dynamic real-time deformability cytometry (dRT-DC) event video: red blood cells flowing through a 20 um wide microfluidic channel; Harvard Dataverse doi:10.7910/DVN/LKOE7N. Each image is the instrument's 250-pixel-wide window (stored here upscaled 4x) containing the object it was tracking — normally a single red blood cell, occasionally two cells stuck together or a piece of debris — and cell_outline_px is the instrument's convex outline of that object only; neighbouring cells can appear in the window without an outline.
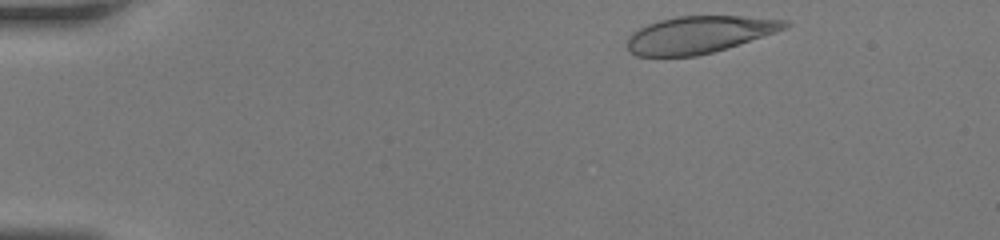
{"species": "human", "species_latin": "Homo sapiens", "temperature_condition": "room temperature", "stored_images_in_passage": 35, "camera_frame_rate_fps": 3000, "um_per_image_px": 0.085, "donor": {"sex": "female"}, "frame": {"image": 1, "passage_image": 2, "time_ms": 0.333, "image_size_px": [1000, 240], "cell_outline_px": [[792, 24], [776, 32], [712, 52], [696, 56], [636, 56], [628, 52], [624, 44], [628, 36], [632, 32], [648, 24], [660, 20], [676, 16], [744, 16], [788, 20]], "centroid_in_image_um": [59.37, 2.94], "position_along_channel_um": 25.6, "area_um2": 34.1}}
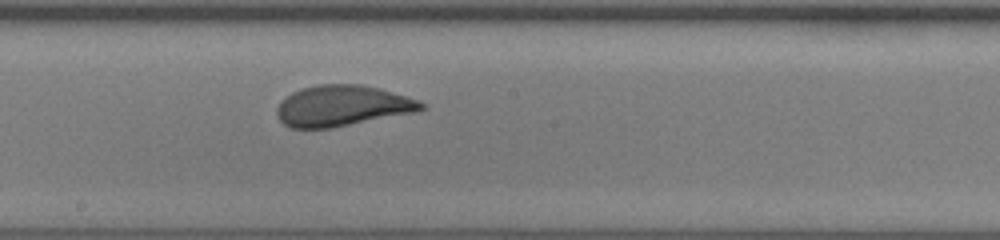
{"frame": {"image": 2, "passage_image": 21, "time_ms": 6.667, "image_size_px": [1000, 240], "cell_outline_px": [[428, 108], [412, 112], [332, 128], [292, 128], [284, 124], [276, 116], [276, 108], [280, 100], [292, 92], [304, 88], [320, 84], [360, 84], [380, 88], [420, 100]], "centroid_in_image_um": [29.07, 8.99], "position_along_channel_um": 219.1, "area_um2": 34.33}}
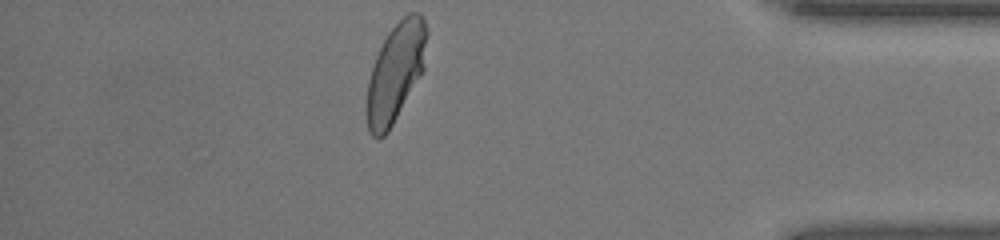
{"frame": {"image": 3, "passage_image": 35, "time_ms": 11.333, "image_size_px": [1000, 240], "cell_outline_px": [[428, 36], [424, 68], [388, 132], [380, 140], [376, 140], [368, 132], [364, 112], [364, 108], [368, 80], [376, 56], [388, 32], [408, 12], [420, 12], [424, 16], [428, 32]], "centroid_in_image_um": [33.6, 6.18], "position_along_channel_um": 401.6, "area_um2": 35.03}}